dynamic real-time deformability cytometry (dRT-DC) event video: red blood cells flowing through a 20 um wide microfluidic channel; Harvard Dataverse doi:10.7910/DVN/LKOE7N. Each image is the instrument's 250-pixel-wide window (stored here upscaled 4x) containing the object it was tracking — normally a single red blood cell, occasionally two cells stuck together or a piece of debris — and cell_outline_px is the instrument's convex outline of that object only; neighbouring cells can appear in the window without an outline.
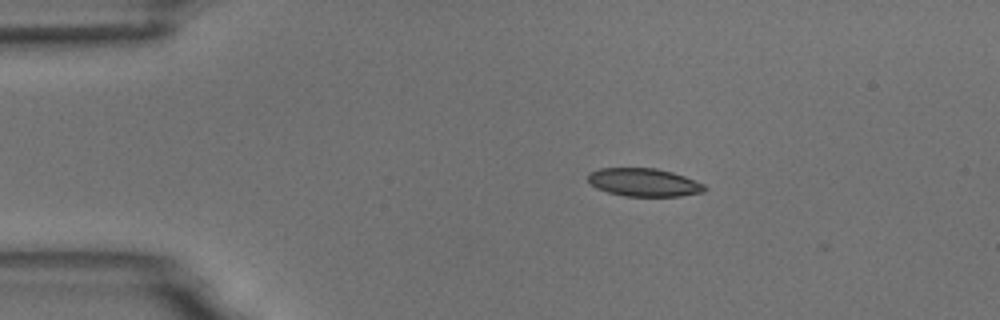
{"species": "common noctule bat (a hibernating species)", "species_latin": "Nyctalus noctula", "temperature_condition": "room temperature", "stored_images_in_passage": 3, "camera_frame_rate_fps": 3000, "um_per_image_px": 0.085, "animal": {"sex": "male", "body_mass_g": 18.8}, "frame": {"image": 1, "passage_image": 1, "time_ms": 0.0, "image_size_px": [1000, 320], "cell_outline_px": [[708, 188], [704, 192], [680, 196], [624, 196], [608, 192], [596, 188], [588, 180], [588, 172], [600, 168], [656, 168], [672, 172], [684, 176], [704, 184]], "centroid_in_image_um": [54.73, 15.5], "position_along_channel_um": 30.3, "area_um2": 19.13}}